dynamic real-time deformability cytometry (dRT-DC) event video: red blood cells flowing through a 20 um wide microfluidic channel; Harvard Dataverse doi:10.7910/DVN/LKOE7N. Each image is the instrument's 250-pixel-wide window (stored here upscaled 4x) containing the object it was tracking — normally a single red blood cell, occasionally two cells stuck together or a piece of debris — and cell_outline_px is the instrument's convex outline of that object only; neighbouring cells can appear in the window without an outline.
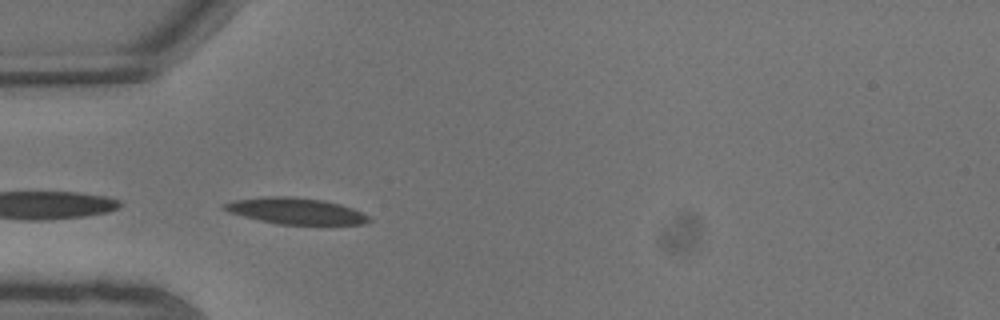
{"species": "common noctule bat (a hibernating species)", "species_latin": "Nyctalus noctula", "temperature_condition": "warm", "stored_images_in_passage": 6, "camera_frame_rate_fps": 3000, "um_per_image_px": 0.085, "animal": {"sex": "male", "body_mass_g": 13.3}, "frame": {"image": 1, "passage_image": 5, "time_ms": 1.333, "image_size_px": [1000, 320], "cell_outline_px": [[372, 220], [364, 224], [280, 224], [260, 220], [228, 212], [220, 208], [220, 204], [232, 200], [260, 196], [292, 196], [324, 200], [340, 204], [352, 208], [368, 216]], "centroid_in_image_um": [25.06, 17.91], "position_along_channel_um": 59.9, "area_um2": 22.25}}